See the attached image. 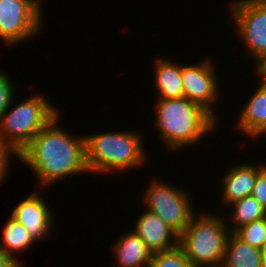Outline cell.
<instances>
[{
    "instance_id": "25",
    "label": "cell",
    "mask_w": 266,
    "mask_h": 267,
    "mask_svg": "<svg viewBox=\"0 0 266 267\" xmlns=\"http://www.w3.org/2000/svg\"><path fill=\"white\" fill-rule=\"evenodd\" d=\"M257 67H255L258 74V78H261L260 80V85L266 90V67L261 63V64H256Z\"/></svg>"
},
{
    "instance_id": "1",
    "label": "cell",
    "mask_w": 266,
    "mask_h": 267,
    "mask_svg": "<svg viewBox=\"0 0 266 267\" xmlns=\"http://www.w3.org/2000/svg\"><path fill=\"white\" fill-rule=\"evenodd\" d=\"M59 114L44 126L19 153V162L36 174L41 186H49L63 178L88 173L85 139L73 136L59 125ZM58 124V125H57ZM60 126V127H59Z\"/></svg>"
},
{
    "instance_id": "29",
    "label": "cell",
    "mask_w": 266,
    "mask_h": 267,
    "mask_svg": "<svg viewBox=\"0 0 266 267\" xmlns=\"http://www.w3.org/2000/svg\"><path fill=\"white\" fill-rule=\"evenodd\" d=\"M262 64L266 67V60Z\"/></svg>"
},
{
    "instance_id": "4",
    "label": "cell",
    "mask_w": 266,
    "mask_h": 267,
    "mask_svg": "<svg viewBox=\"0 0 266 267\" xmlns=\"http://www.w3.org/2000/svg\"><path fill=\"white\" fill-rule=\"evenodd\" d=\"M194 214L179 235V247L192 267H221L231 231L223 216Z\"/></svg>"
},
{
    "instance_id": "2",
    "label": "cell",
    "mask_w": 266,
    "mask_h": 267,
    "mask_svg": "<svg viewBox=\"0 0 266 267\" xmlns=\"http://www.w3.org/2000/svg\"><path fill=\"white\" fill-rule=\"evenodd\" d=\"M157 102L155 126L170 151L196 145L218 124L206 110L187 98L158 99Z\"/></svg>"
},
{
    "instance_id": "20",
    "label": "cell",
    "mask_w": 266,
    "mask_h": 267,
    "mask_svg": "<svg viewBox=\"0 0 266 267\" xmlns=\"http://www.w3.org/2000/svg\"><path fill=\"white\" fill-rule=\"evenodd\" d=\"M148 267H192L184 251L178 246L169 251L154 253Z\"/></svg>"
},
{
    "instance_id": "15",
    "label": "cell",
    "mask_w": 266,
    "mask_h": 267,
    "mask_svg": "<svg viewBox=\"0 0 266 267\" xmlns=\"http://www.w3.org/2000/svg\"><path fill=\"white\" fill-rule=\"evenodd\" d=\"M239 113L236 127L254 139L266 127V90L259 84Z\"/></svg>"
},
{
    "instance_id": "7",
    "label": "cell",
    "mask_w": 266,
    "mask_h": 267,
    "mask_svg": "<svg viewBox=\"0 0 266 267\" xmlns=\"http://www.w3.org/2000/svg\"><path fill=\"white\" fill-rule=\"evenodd\" d=\"M39 1L0 0L1 42L8 45L18 44L33 38L43 28V9Z\"/></svg>"
},
{
    "instance_id": "8",
    "label": "cell",
    "mask_w": 266,
    "mask_h": 267,
    "mask_svg": "<svg viewBox=\"0 0 266 267\" xmlns=\"http://www.w3.org/2000/svg\"><path fill=\"white\" fill-rule=\"evenodd\" d=\"M232 3V4H231ZM235 30L257 64L266 60V0L231 1Z\"/></svg>"
},
{
    "instance_id": "19",
    "label": "cell",
    "mask_w": 266,
    "mask_h": 267,
    "mask_svg": "<svg viewBox=\"0 0 266 267\" xmlns=\"http://www.w3.org/2000/svg\"><path fill=\"white\" fill-rule=\"evenodd\" d=\"M234 234L243 242L262 250L266 238V217L243 225Z\"/></svg>"
},
{
    "instance_id": "13",
    "label": "cell",
    "mask_w": 266,
    "mask_h": 267,
    "mask_svg": "<svg viewBox=\"0 0 266 267\" xmlns=\"http://www.w3.org/2000/svg\"><path fill=\"white\" fill-rule=\"evenodd\" d=\"M116 239L112 253L119 267H148L153 253L134 231H127Z\"/></svg>"
},
{
    "instance_id": "5",
    "label": "cell",
    "mask_w": 266,
    "mask_h": 267,
    "mask_svg": "<svg viewBox=\"0 0 266 267\" xmlns=\"http://www.w3.org/2000/svg\"><path fill=\"white\" fill-rule=\"evenodd\" d=\"M13 99L0 118V139L20 153L60 110L43 94L29 97L10 110Z\"/></svg>"
},
{
    "instance_id": "16",
    "label": "cell",
    "mask_w": 266,
    "mask_h": 267,
    "mask_svg": "<svg viewBox=\"0 0 266 267\" xmlns=\"http://www.w3.org/2000/svg\"><path fill=\"white\" fill-rule=\"evenodd\" d=\"M262 250L253 247L231 233L221 267H261Z\"/></svg>"
},
{
    "instance_id": "28",
    "label": "cell",
    "mask_w": 266,
    "mask_h": 267,
    "mask_svg": "<svg viewBox=\"0 0 266 267\" xmlns=\"http://www.w3.org/2000/svg\"><path fill=\"white\" fill-rule=\"evenodd\" d=\"M262 250H266V238Z\"/></svg>"
},
{
    "instance_id": "17",
    "label": "cell",
    "mask_w": 266,
    "mask_h": 267,
    "mask_svg": "<svg viewBox=\"0 0 266 267\" xmlns=\"http://www.w3.org/2000/svg\"><path fill=\"white\" fill-rule=\"evenodd\" d=\"M2 240L0 248L21 267H25L14 254L26 251L35 243L26 228L10 216L3 228Z\"/></svg>"
},
{
    "instance_id": "14",
    "label": "cell",
    "mask_w": 266,
    "mask_h": 267,
    "mask_svg": "<svg viewBox=\"0 0 266 267\" xmlns=\"http://www.w3.org/2000/svg\"><path fill=\"white\" fill-rule=\"evenodd\" d=\"M155 61L153 85L157 90L158 99L171 100L184 97L181 64L164 57H158Z\"/></svg>"
},
{
    "instance_id": "21",
    "label": "cell",
    "mask_w": 266,
    "mask_h": 267,
    "mask_svg": "<svg viewBox=\"0 0 266 267\" xmlns=\"http://www.w3.org/2000/svg\"><path fill=\"white\" fill-rule=\"evenodd\" d=\"M13 83L14 82L8 74L0 71V118L7 110L9 103L15 94V85Z\"/></svg>"
},
{
    "instance_id": "22",
    "label": "cell",
    "mask_w": 266,
    "mask_h": 267,
    "mask_svg": "<svg viewBox=\"0 0 266 267\" xmlns=\"http://www.w3.org/2000/svg\"><path fill=\"white\" fill-rule=\"evenodd\" d=\"M15 156L19 159V153L8 143L0 139V184L4 182L8 175L9 159ZM11 157V158H10Z\"/></svg>"
},
{
    "instance_id": "3",
    "label": "cell",
    "mask_w": 266,
    "mask_h": 267,
    "mask_svg": "<svg viewBox=\"0 0 266 267\" xmlns=\"http://www.w3.org/2000/svg\"><path fill=\"white\" fill-rule=\"evenodd\" d=\"M141 137L138 131L84 135L88 171L94 174H112L141 167L147 158Z\"/></svg>"
},
{
    "instance_id": "11",
    "label": "cell",
    "mask_w": 266,
    "mask_h": 267,
    "mask_svg": "<svg viewBox=\"0 0 266 267\" xmlns=\"http://www.w3.org/2000/svg\"><path fill=\"white\" fill-rule=\"evenodd\" d=\"M134 230L154 254L169 251L179 246V235L158 215L145 210L134 224Z\"/></svg>"
},
{
    "instance_id": "26",
    "label": "cell",
    "mask_w": 266,
    "mask_h": 267,
    "mask_svg": "<svg viewBox=\"0 0 266 267\" xmlns=\"http://www.w3.org/2000/svg\"><path fill=\"white\" fill-rule=\"evenodd\" d=\"M261 267H266V250H262Z\"/></svg>"
},
{
    "instance_id": "24",
    "label": "cell",
    "mask_w": 266,
    "mask_h": 267,
    "mask_svg": "<svg viewBox=\"0 0 266 267\" xmlns=\"http://www.w3.org/2000/svg\"><path fill=\"white\" fill-rule=\"evenodd\" d=\"M0 267H21L0 248Z\"/></svg>"
},
{
    "instance_id": "10",
    "label": "cell",
    "mask_w": 266,
    "mask_h": 267,
    "mask_svg": "<svg viewBox=\"0 0 266 267\" xmlns=\"http://www.w3.org/2000/svg\"><path fill=\"white\" fill-rule=\"evenodd\" d=\"M51 211L40 192L34 190L11 210L10 216L26 228L36 243L47 238L50 231H53L51 227L54 217Z\"/></svg>"
},
{
    "instance_id": "18",
    "label": "cell",
    "mask_w": 266,
    "mask_h": 267,
    "mask_svg": "<svg viewBox=\"0 0 266 267\" xmlns=\"http://www.w3.org/2000/svg\"><path fill=\"white\" fill-rule=\"evenodd\" d=\"M233 207H232V206ZM232 214L229 216L230 223L228 222L227 225L231 233H234L238 228L242 227L243 225L249 224L253 221L262 219L266 217V210L261 206V204L251 195L242 198L232 204Z\"/></svg>"
},
{
    "instance_id": "6",
    "label": "cell",
    "mask_w": 266,
    "mask_h": 267,
    "mask_svg": "<svg viewBox=\"0 0 266 267\" xmlns=\"http://www.w3.org/2000/svg\"><path fill=\"white\" fill-rule=\"evenodd\" d=\"M143 194L145 209L158 215L170 228L180 235L196 213L188 191L164 181L153 179ZM147 206V207H146Z\"/></svg>"
},
{
    "instance_id": "23",
    "label": "cell",
    "mask_w": 266,
    "mask_h": 267,
    "mask_svg": "<svg viewBox=\"0 0 266 267\" xmlns=\"http://www.w3.org/2000/svg\"><path fill=\"white\" fill-rule=\"evenodd\" d=\"M251 196L266 210V167L258 174Z\"/></svg>"
},
{
    "instance_id": "9",
    "label": "cell",
    "mask_w": 266,
    "mask_h": 267,
    "mask_svg": "<svg viewBox=\"0 0 266 267\" xmlns=\"http://www.w3.org/2000/svg\"><path fill=\"white\" fill-rule=\"evenodd\" d=\"M212 63L213 61L207 58L192 65L181 64V77L184 98L200 105L217 121L213 106L219 98L220 81L216 77V68H214L216 65Z\"/></svg>"
},
{
    "instance_id": "12",
    "label": "cell",
    "mask_w": 266,
    "mask_h": 267,
    "mask_svg": "<svg viewBox=\"0 0 266 267\" xmlns=\"http://www.w3.org/2000/svg\"><path fill=\"white\" fill-rule=\"evenodd\" d=\"M265 167V163L232 165L222 178L221 203L228 206L246 196H250L258 174Z\"/></svg>"
},
{
    "instance_id": "27",
    "label": "cell",
    "mask_w": 266,
    "mask_h": 267,
    "mask_svg": "<svg viewBox=\"0 0 266 267\" xmlns=\"http://www.w3.org/2000/svg\"><path fill=\"white\" fill-rule=\"evenodd\" d=\"M261 135L262 136H265L266 135V127L254 138L255 141H256V139L258 140V138L261 137Z\"/></svg>"
}]
</instances>
